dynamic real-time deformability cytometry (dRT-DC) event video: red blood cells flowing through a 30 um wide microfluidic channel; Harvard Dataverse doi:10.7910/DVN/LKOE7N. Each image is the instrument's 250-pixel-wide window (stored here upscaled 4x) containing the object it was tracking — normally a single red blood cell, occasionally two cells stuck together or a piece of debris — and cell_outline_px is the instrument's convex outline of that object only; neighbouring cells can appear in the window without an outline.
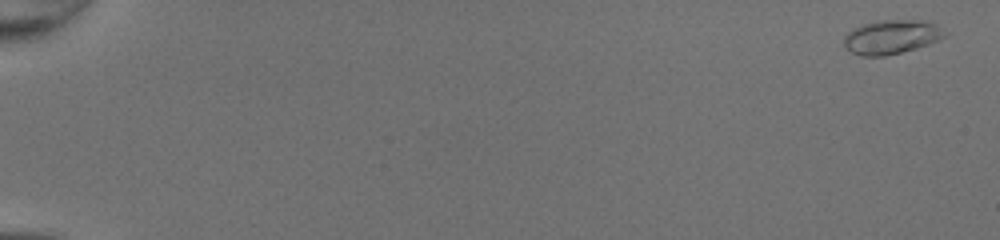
{"species": "common noctule bat (a hibernating species)", "species_latin": "Nyctalus noctula", "temperature_condition": "room temperature", "stored_images_in_passage": 9, "camera_frame_rate_fps": 3000, "um_per_image_px": 0.085, "animal": {"sex": "female", "body_mass_g": 20.0, "forearm_length_mm": 54.0}, "frame": {"image": 1, "passage_image": 2, "time_ms": 0.333, "image_size_px": [1000, 240], "cell_outline_px": [[948, 36], [928, 44], [916, 48], [884, 56], [860, 56], [852, 52], [844, 44], [844, 36], [848, 32], [864, 24], [880, 20], [924, 20], [936, 24]], "centroid_in_image_um": [75.79, 3.14], "position_along_channel_um": 9.2, "area_um2": 19.77}}